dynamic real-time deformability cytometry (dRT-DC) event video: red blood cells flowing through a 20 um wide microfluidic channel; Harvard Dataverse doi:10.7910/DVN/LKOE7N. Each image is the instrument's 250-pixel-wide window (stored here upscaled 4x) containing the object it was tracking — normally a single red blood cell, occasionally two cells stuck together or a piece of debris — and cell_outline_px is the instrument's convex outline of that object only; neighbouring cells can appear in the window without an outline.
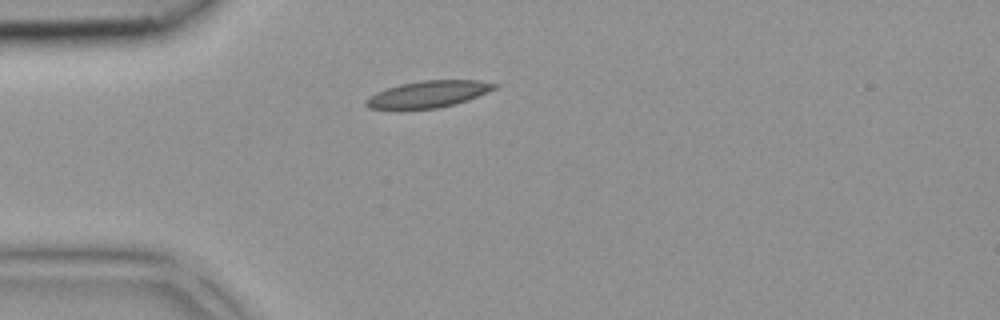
{"species": "common noctule bat (a hibernating species)", "species_latin": "Nyctalus noctula", "temperature_condition": "room temperature", "stored_images_in_passage": 31, "camera_frame_rate_fps": 3000, "um_per_image_px": 0.085, "animal": {"sex": "female", "body_mass_g": 18.4}, "frame": {"image": 1, "passage_image": 1, "time_ms": 0.0, "image_size_px": [1000, 320], "cell_outline_px": [[500, 84], [496, 88], [488, 92], [468, 100], [456, 104], [436, 108], [368, 108], [364, 104], [364, 100], [368, 96], [376, 92], [400, 84], [424, 80], [480, 80]], "centroid_in_image_um": [36.44, 7.99], "position_along_channel_um": 48.6, "area_um2": 19.88}}
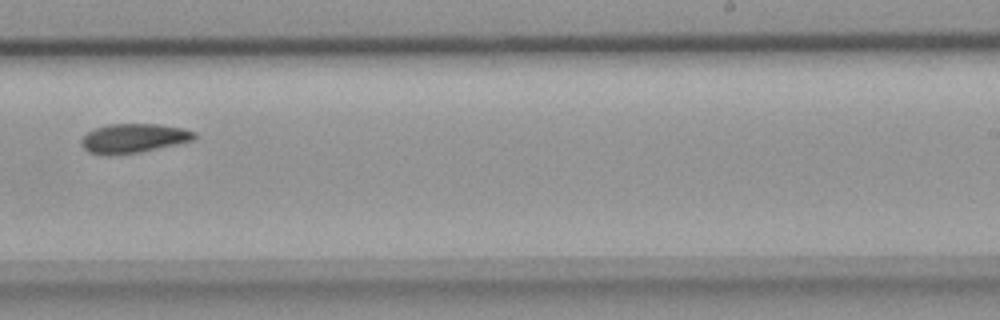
{"frame": {"image": 2, "passage_image": 16, "time_ms": 5.0, "image_size_px": [1000, 320], "cell_outline_px": [[196, 136], [192, 140], [140, 152], [88, 152], [80, 144], [80, 140], [88, 132], [96, 128], [108, 124], [160, 124], [184, 128], [196, 132]], "centroid_in_image_um": [11.4, 11.7], "position_along_channel_um": 277.6, "area_um2": 18.5}}
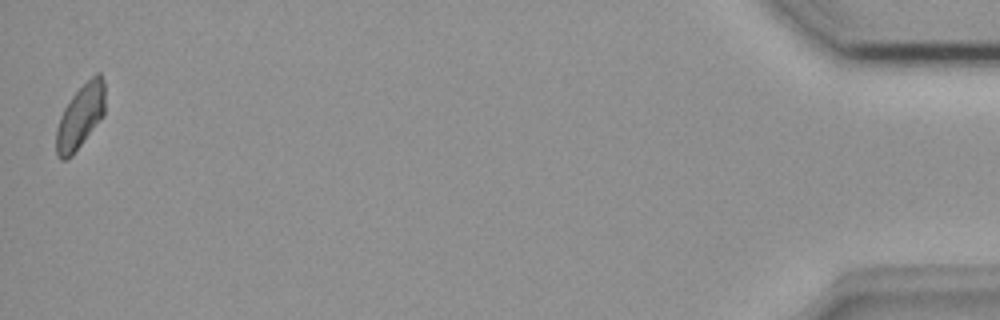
{"frame": {"image": 3, "passage_image": 31, "time_ms": 10.0, "image_size_px": [1000, 320], "cell_outline_px": [[104, 116], [72, 156], [64, 160], [60, 160], [56, 156], [56, 128], [60, 116], [64, 108], [72, 96], [96, 72], [100, 72], [104, 80]], "centroid_in_image_um": [6.82, 9.93], "position_along_channel_um": 428.4, "area_um2": 18.26}}